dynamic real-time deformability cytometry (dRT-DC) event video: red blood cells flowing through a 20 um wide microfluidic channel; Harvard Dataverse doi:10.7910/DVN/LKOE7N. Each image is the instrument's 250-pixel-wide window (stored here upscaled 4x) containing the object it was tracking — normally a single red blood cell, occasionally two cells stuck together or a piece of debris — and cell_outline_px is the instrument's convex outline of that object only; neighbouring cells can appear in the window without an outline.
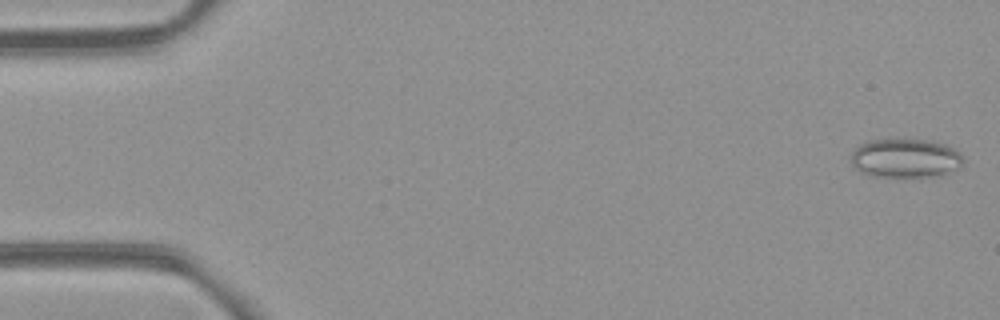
{"species": "common noctule bat (a hibernating species)", "species_latin": "Nyctalus noctula", "temperature_condition": "room temperature", "stored_images_in_passage": 53, "camera_frame_rate_fps": 3000, "um_per_image_px": 0.085, "animal": {"sex": "female", "body_mass_g": 21.9}, "frame": {"image": 1, "passage_image": 1, "time_ms": 0.0, "image_size_px": [1000, 320], "cell_outline_px": [[964, 164], [960, 168], [932, 176], [872, 176], [860, 172], [852, 164], [852, 152], [860, 144], [868, 140], [932, 140], [944, 144], [952, 148], [964, 156]], "centroid_in_image_um": [76.98, 13.44], "position_along_channel_um": 8.0, "area_um2": 25.26}}
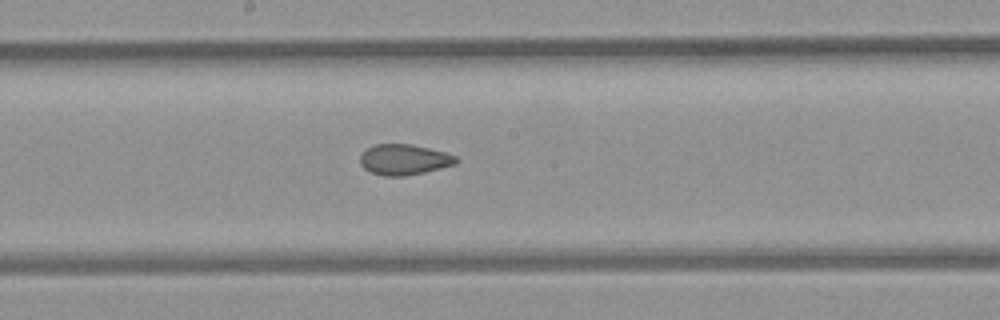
{"frame": {"image": 2, "passage_image": 28, "time_ms": 9.0, "image_size_px": [1000, 320], "cell_outline_px": [[460, 160], [456, 164], [424, 172], [404, 176], [384, 176], [372, 172], [364, 168], [360, 164], [360, 156], [368, 148], [376, 144], [408, 144], [428, 148], [444, 152], [456, 156]], "centroid_in_image_um": [34.36, 13.57], "position_along_channel_um": 213.8, "area_um2": 16.94}}
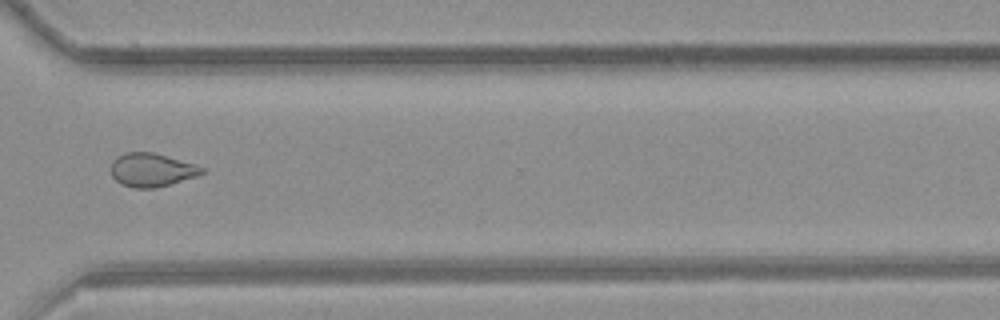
{"frame": {"image": 3, "passage_image": 39, "time_ms": 12.667, "image_size_px": [1000, 320], "cell_outline_px": [[208, 168], [204, 172], [196, 176], [156, 188], [132, 188], [120, 184], [112, 176], [112, 160], [116, 156], [128, 152], [152, 152], [196, 164]], "centroid_in_image_um": [12.9, 14.44], "position_along_channel_um": 357.7, "area_um2": 17.8}, "authors_computed_cell_mechanics": {"area_um2": 18.9584, "velocity_mm_per_s": 3.9308, "shape_relaxation_time_tau1_ms": null, "shape_relaxation_time_tau2_ms": 1.9196, "deformation_change_tau1": null, "deformation_change_tau2": 0.071}}